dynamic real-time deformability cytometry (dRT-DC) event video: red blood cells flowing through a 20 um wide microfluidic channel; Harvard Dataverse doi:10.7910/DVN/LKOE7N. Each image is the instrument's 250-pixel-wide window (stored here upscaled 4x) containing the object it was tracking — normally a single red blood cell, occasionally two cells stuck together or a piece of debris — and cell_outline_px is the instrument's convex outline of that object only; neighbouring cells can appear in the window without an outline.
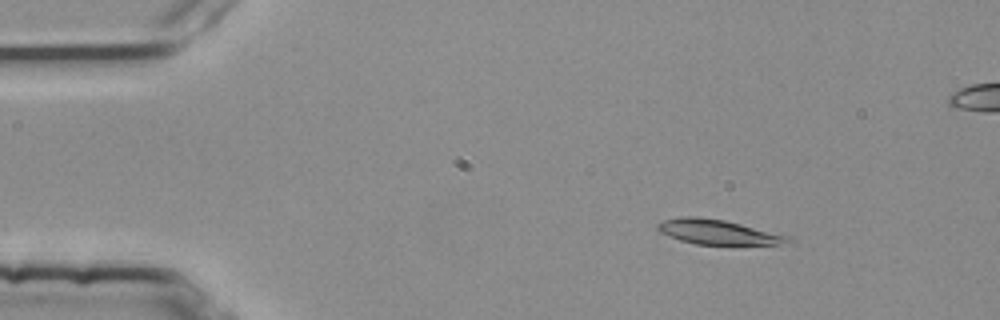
{"species": "common noctule bat (a hibernating species)", "species_latin": "Nyctalus noctula", "temperature_condition": "room temperature", "stored_images_in_passage": 48, "camera_frame_rate_fps": 3000, "um_per_image_px": 0.085, "animal": {"sex": "female", "body_mass_g": 25.1}, "frame": {"image": 1, "passage_image": 2, "time_ms": 0.333, "image_size_px": [1000, 320], "cell_outline_px": [[796, 240], [776, 244], [696, 244], [680, 240], [660, 232], [656, 228], [656, 224], [664, 220], [680, 216], [696, 216], [724, 220], [792, 236]], "centroid_in_image_um": [61.03, 19.71], "position_along_channel_um": 24.0, "area_um2": 18.73}}
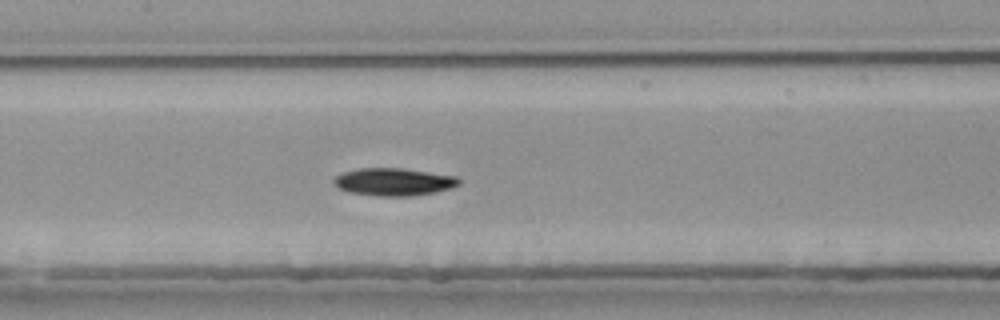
{"frame": {"image": 2, "passage_image": 20, "time_ms": 6.333, "image_size_px": [1000, 320], "cell_outline_px": [[460, 184], [452, 188], [412, 196], [376, 196], [348, 192], [340, 188], [332, 180], [336, 176], [344, 172], [356, 168], [404, 168], [456, 176], [460, 180]], "centroid_in_image_um": [33.47, 15.45], "position_along_channel_um": 173.9, "area_um2": 20.11}}
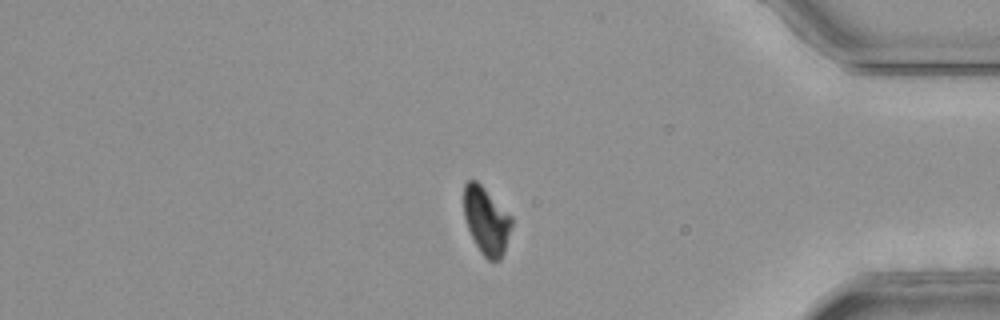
{"frame": {"image": 3, "passage_image": 40, "time_ms": 13.0, "image_size_px": [1000, 320], "cell_outline_px": [[512, 224], [504, 252], [500, 260], [488, 260], [480, 252], [468, 228], [464, 216], [464, 184], [468, 180], [476, 180], [512, 216]], "centroid_in_image_um": [41.34, 18.76], "position_along_channel_um": 393.9, "area_um2": 18.55}, "authors_computed_cell_mechanics": {"area_um2": 19.6809, "velocity_mm_per_s": 3.7627, "shape_relaxation_time_tau1_ms": 3.3214, "shape_relaxation_time_tau2_ms": null, "deformation_change_tau1": 0.1228, "deformation_change_tau2": null}}